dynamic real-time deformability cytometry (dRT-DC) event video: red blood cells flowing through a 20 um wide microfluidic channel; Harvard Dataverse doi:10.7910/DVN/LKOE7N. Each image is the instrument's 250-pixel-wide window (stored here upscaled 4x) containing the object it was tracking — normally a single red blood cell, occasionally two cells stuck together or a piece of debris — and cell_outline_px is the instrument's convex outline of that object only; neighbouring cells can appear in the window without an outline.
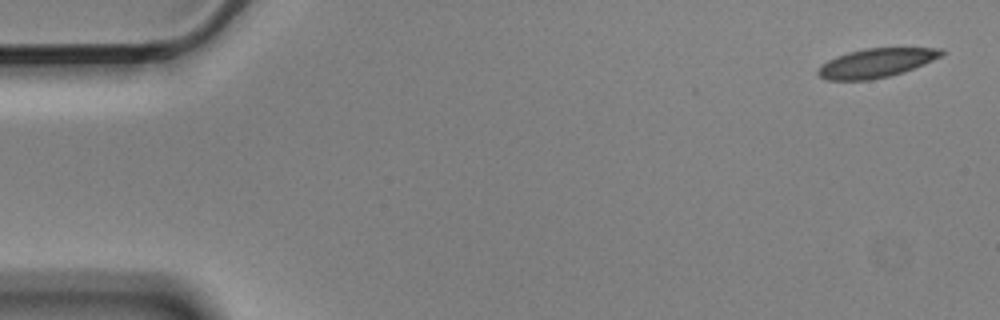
{"species": "Egyptian fruit bat (a non-hibernating species)", "species_latin": "Rousettus aegyptiacus", "temperature_condition": "cold", "stored_images_in_passage": 4, "camera_frame_rate_fps": 3000, "um_per_image_px": 0.085, "animal": {"sex": "male"}, "frame": {"image": 1, "passage_image": 1, "time_ms": 0.0, "image_size_px": [1000, 320], "cell_outline_px": [[944, 52], [940, 56], [924, 64], [888, 76], [868, 80], [828, 80], [820, 76], [816, 72], [828, 60], [836, 56], [848, 52], [864, 48], [940, 48]], "centroid_in_image_um": [74.44, 5.34], "position_along_channel_um": 10.6, "area_um2": 20.4}}
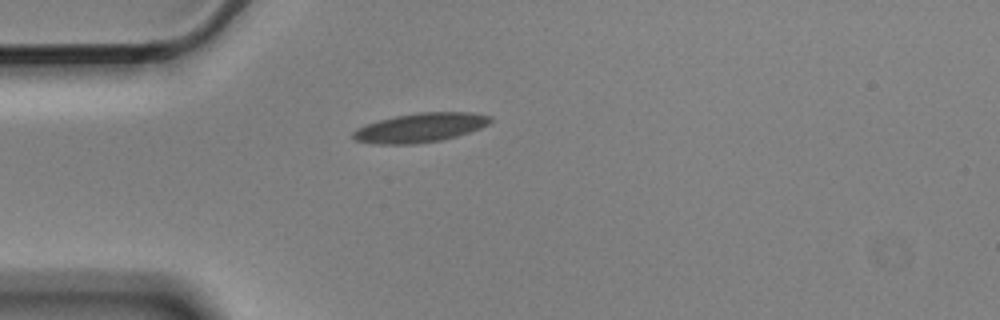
{"frame": {"image": 2, "passage_image": 4, "time_ms": 1.0, "image_size_px": [1000, 320], "cell_outline_px": [[492, 120], [488, 124], [480, 128], [456, 136], [440, 140], [416, 144], [372, 144], [356, 140], [352, 136], [352, 132], [356, 128], [380, 120], [396, 116], [416, 112], [472, 112], [492, 116]], "centroid_in_image_um": [35.72, 10.85], "position_along_channel_um": 49.3, "area_um2": 23.29}}